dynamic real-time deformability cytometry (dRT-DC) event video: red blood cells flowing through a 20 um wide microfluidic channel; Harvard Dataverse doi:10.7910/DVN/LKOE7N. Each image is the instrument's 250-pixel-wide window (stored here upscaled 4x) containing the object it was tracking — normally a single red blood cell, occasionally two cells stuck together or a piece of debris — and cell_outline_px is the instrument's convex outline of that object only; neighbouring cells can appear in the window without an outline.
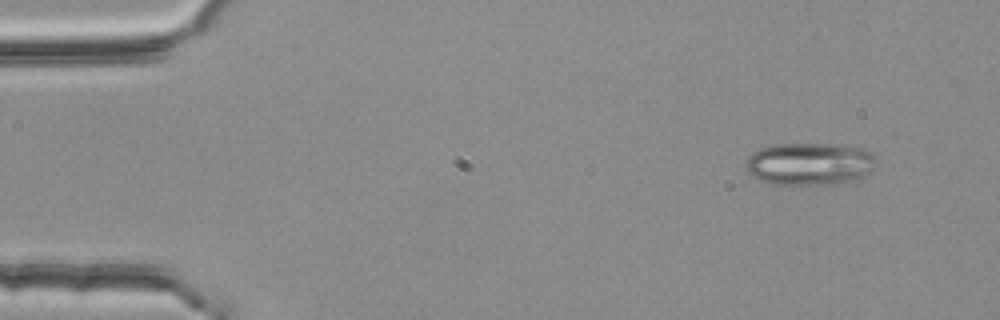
{"species": "common noctule bat (a hibernating species)", "species_latin": "Nyctalus noctula", "temperature_condition": "room temperature", "stored_images_in_passage": 2, "camera_frame_rate_fps": 3000, "um_per_image_px": 0.085, "animal": {"sex": "female", "body_mass_g": 25.1}, "frame": {"image": 1, "passage_image": 1, "time_ms": 0.0, "image_size_px": [1000, 320], "cell_outline_px": [[876, 164], [868, 172], [860, 176], [848, 180], [832, 184], [768, 184], [752, 176], [744, 168], [744, 164], [748, 156], [752, 152], [760, 148], [772, 144], [836, 144], [864, 148], [872, 152], [876, 160]], "centroid_in_image_um": [68.75, 13.91], "position_along_channel_um": 16.3, "area_um2": 32.37}}
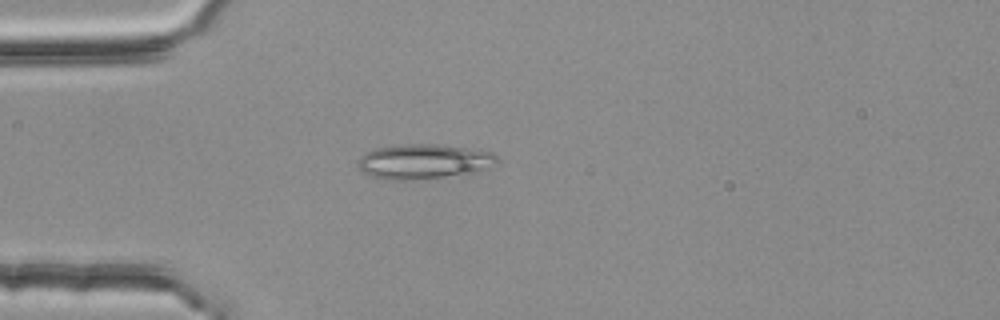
{"frame": {"image": 2, "passage_image": 2, "time_ms": 0.333, "image_size_px": [1000, 320], "cell_outline_px": [[500, 164], [492, 168], [468, 176], [412, 180], [384, 180], [372, 176], [364, 172], [360, 168], [360, 156], [376, 148], [404, 144], [440, 144], [468, 148], [492, 152], [500, 160]], "centroid_in_image_um": [36.19, 13.76], "position_along_channel_um": 48.8, "area_um2": 29.13}}